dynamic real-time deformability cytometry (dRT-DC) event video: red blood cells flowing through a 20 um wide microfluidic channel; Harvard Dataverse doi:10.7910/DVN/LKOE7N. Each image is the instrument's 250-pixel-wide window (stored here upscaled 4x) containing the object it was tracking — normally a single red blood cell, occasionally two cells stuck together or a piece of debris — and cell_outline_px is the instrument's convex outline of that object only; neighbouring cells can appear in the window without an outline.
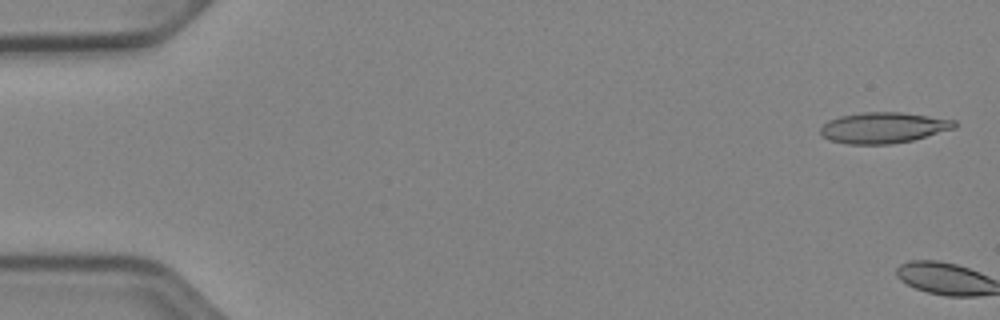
{"species": "Egyptian fruit bat (a non-hibernating species)", "species_latin": "Rousettus aegyptiacus", "temperature_condition": "cold", "stored_images_in_passage": 4, "camera_frame_rate_fps": 3000, "um_per_image_px": 0.085, "animal": {"sex": "female"}, "frame": {"image": 1, "passage_image": 2, "time_ms": 0.333, "image_size_px": [1000, 320], "cell_outline_px": [[956, 128], [912, 140], [892, 144], [848, 144], [828, 140], [820, 136], [820, 128], [828, 120], [840, 116], [864, 112], [900, 112], [956, 120]], "centroid_in_image_um": [75.06, 10.86], "position_along_channel_um": 9.9, "area_um2": 24.16}}